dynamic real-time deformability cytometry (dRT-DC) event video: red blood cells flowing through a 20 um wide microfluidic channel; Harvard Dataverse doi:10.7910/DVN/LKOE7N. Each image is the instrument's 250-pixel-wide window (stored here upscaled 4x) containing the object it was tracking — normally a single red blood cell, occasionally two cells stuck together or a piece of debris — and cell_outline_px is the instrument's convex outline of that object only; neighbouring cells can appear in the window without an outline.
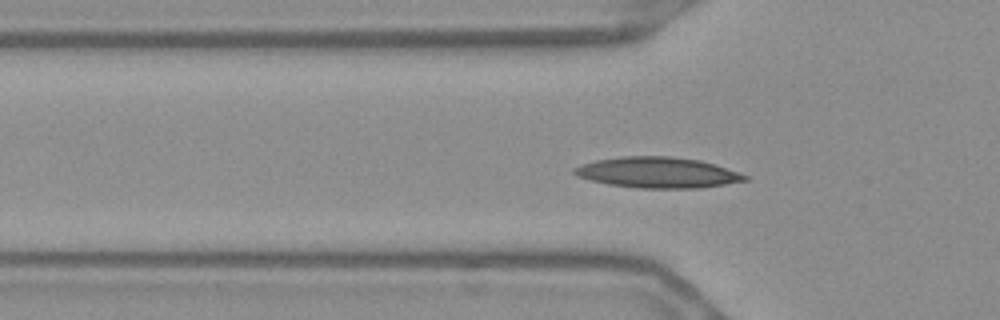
{"species": "Egyptian fruit bat (a non-hibernating species)", "species_latin": "Rousettus aegyptiacus", "temperature_condition": "warm", "stored_images_in_passage": 52, "camera_frame_rate_fps": 3000, "um_per_image_px": 0.085, "frame": {"image": 1, "passage_image": 13, "time_ms": 4.0, "image_size_px": [1000, 320], "cell_outline_px": [[748, 180], [700, 188], [636, 188], [608, 184], [576, 176], [572, 172], [572, 168], [580, 164], [596, 160], [620, 156], [672, 156], [700, 160], [716, 164], [748, 176]], "centroid_in_image_um": [55.86, 14.66], "position_along_channel_um": 69.9, "area_um2": 30.69}}
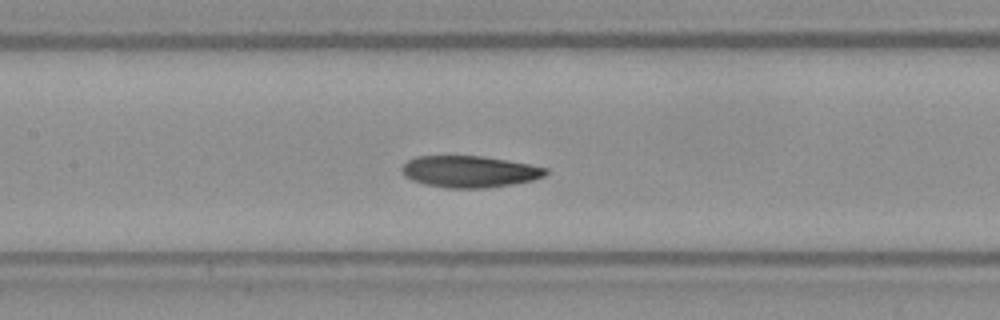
{"frame": {"image": 2, "passage_image": 21, "time_ms": 6.667, "image_size_px": [1000, 320], "cell_outline_px": [[548, 172], [544, 176], [532, 180], [512, 184], [488, 188], [444, 188], [424, 184], [412, 180], [404, 176], [400, 172], [400, 168], [408, 160], [416, 156], [480, 156], [528, 164], [548, 168]], "centroid_in_image_um": [39.86, 14.59], "position_along_channel_um": 167.5, "area_um2": 26.53}}
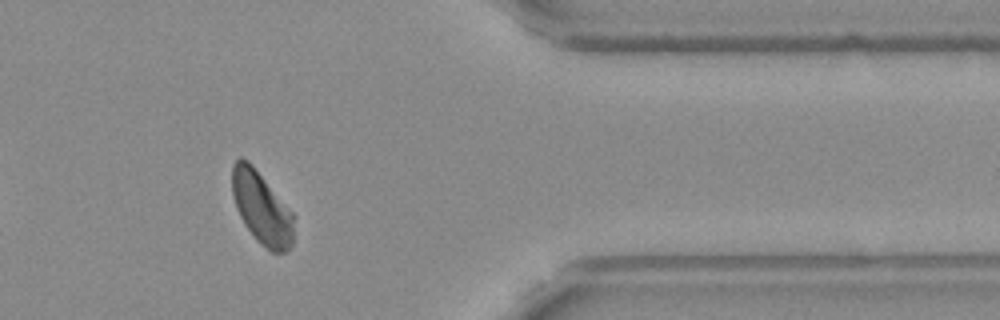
{"frame": {"image": 3, "passage_image": 41, "time_ms": 13.333, "image_size_px": [1000, 320], "cell_outline_px": [[292, 244], [284, 252], [272, 252], [256, 240], [244, 224], [236, 208], [232, 192], [232, 164], [240, 156], [248, 160], [252, 164], [292, 212]], "centroid_in_image_um": [22.19, 17.64], "position_along_channel_um": 389.2, "area_um2": 25.61}, "authors_computed_cell_mechanics": {"area_um2": 26.6747, "velocity_mm_per_s": 3.6359, "shape_relaxation_time_tau1_ms": 6.3595, "shape_relaxation_time_tau2_ms": 3.2578, "deformation_change_tau1": 0.1812, "deformation_change_tau2": 0.0869}}